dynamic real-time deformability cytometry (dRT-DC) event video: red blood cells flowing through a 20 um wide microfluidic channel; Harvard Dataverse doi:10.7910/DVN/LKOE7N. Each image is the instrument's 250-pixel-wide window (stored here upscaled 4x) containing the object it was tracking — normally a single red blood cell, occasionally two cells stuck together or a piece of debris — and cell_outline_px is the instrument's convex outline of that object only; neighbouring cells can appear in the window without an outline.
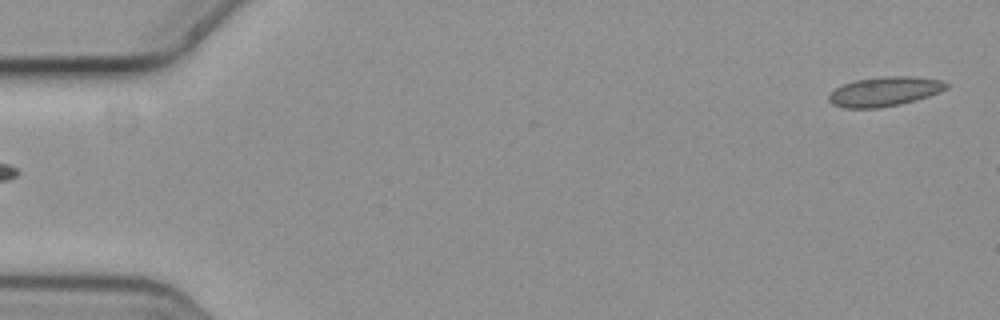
{"species": "common noctule bat (a hibernating species)", "species_latin": "Nyctalus noctula", "temperature_condition": "cold", "stored_images_in_passage": 5, "segment_of_instrument_passage": [2, 2], "camera_frame_rate_fps": 3000, "um_per_image_px": 0.085, "animal": {"sex": "female", "body_mass_g": 19.3, "forearm_length_mm": 54.1}, "frame": {"image": 1, "passage_image": 5, "time_ms": 1.333, "image_size_px": [1000, 320], "cell_outline_px": [[948, 88], [940, 92], [916, 100], [900, 104], [880, 108], [844, 108], [832, 104], [828, 100], [828, 96], [836, 88], [844, 84], [856, 80], [884, 76], [916, 76], [944, 80], [948, 84]], "centroid_in_image_um": [75.22, 7.77], "position_along_channel_um": 9.8, "area_um2": 20.29}}